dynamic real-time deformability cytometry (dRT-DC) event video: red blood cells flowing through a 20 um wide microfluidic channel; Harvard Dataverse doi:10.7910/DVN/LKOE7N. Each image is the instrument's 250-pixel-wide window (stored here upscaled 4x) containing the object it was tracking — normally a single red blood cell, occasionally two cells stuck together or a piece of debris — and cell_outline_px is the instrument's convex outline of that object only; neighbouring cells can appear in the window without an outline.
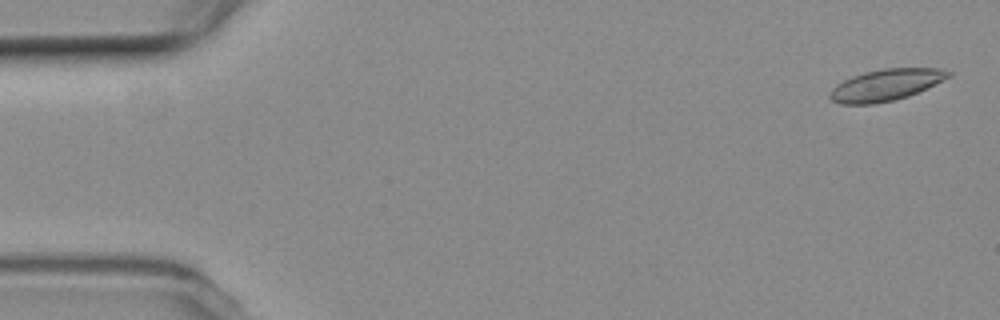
{"species": "common noctule bat (a hibernating species)", "species_latin": "Nyctalus noctula", "temperature_condition": "room temperature", "stored_images_in_passage": 10, "camera_frame_rate_fps": 3000, "um_per_image_px": 0.085, "animal": {"sex": "female", "body_mass_g": 19.3, "forearm_length_mm": 54.1}, "frame": {"image": 1, "passage_image": 1, "time_ms": 0.0, "image_size_px": [1000, 320], "cell_outline_px": [[952, 76], [908, 96], [896, 100], [872, 104], [840, 104], [832, 100], [828, 96], [828, 92], [836, 84], [852, 76], [864, 72], [884, 68], [940, 68], [952, 72]], "centroid_in_image_um": [75.28, 7.22], "position_along_channel_um": 9.7, "area_um2": 21.85}}